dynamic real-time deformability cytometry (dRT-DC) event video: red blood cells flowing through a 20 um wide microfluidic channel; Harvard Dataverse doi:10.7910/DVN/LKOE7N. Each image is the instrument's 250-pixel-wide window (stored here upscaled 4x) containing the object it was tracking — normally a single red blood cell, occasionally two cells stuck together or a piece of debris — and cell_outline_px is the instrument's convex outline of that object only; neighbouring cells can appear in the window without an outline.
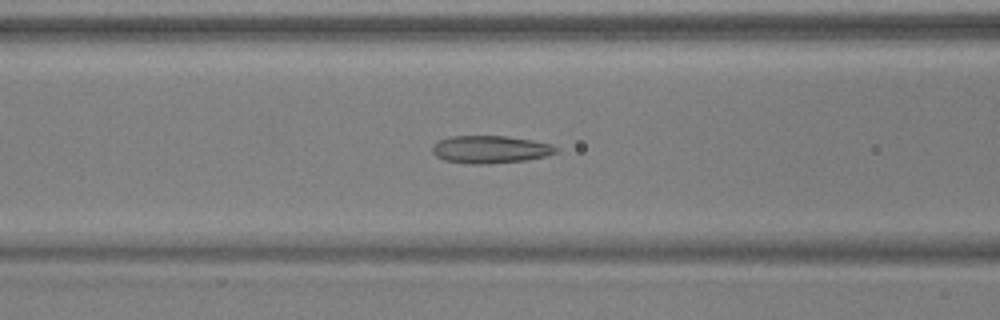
{"species": "common noctule bat (a hibernating species)", "species_latin": "Nyctalus noctula", "temperature_condition": "warm", "stored_images_in_passage": 51, "camera_frame_rate_fps": 3000, "um_per_image_px": 0.085, "animal": {"sex": "male", "body_mass_g": 17.9, "forearm_length_mm": 54.2}, "frame": {"image": 1, "passage_image": 21, "time_ms": 6.667, "image_size_px": [1000, 320], "cell_outline_px": [[560, 152], [528, 160], [488, 164], [472, 164], [444, 160], [436, 156], [432, 152], [432, 144], [448, 136], [504, 136], [532, 140], [552, 144], [560, 148]], "centroid_in_image_um": [41.7, 12.7], "position_along_channel_um": 124.9, "area_um2": 20.11}}
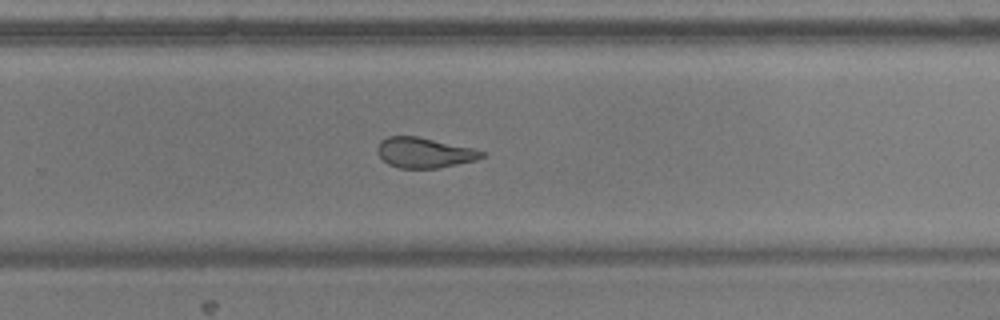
{"frame": {"image": 2, "passage_image": 34, "time_ms": 11.0, "image_size_px": [1000, 320], "cell_outline_px": [[484, 156], [476, 160], [436, 168], [400, 168], [388, 164], [376, 152], [376, 148], [380, 140], [388, 136], [416, 136], [472, 148], [484, 152]], "centroid_in_image_um": [36.01, 12.97], "position_along_channel_um": 293.8, "area_um2": 18.21}}
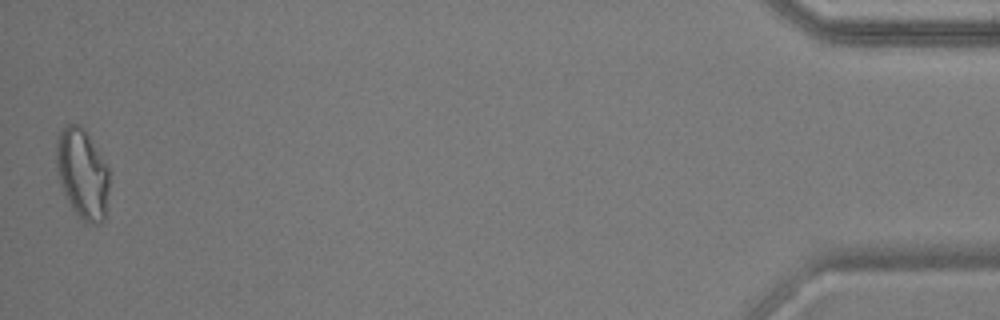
{"frame": {"image": 3, "passage_image": 51, "time_ms": 16.667, "image_size_px": [1000, 320], "cell_outline_px": [[108, 192], [104, 220], [100, 224], [84, 224], [68, 200], [60, 184], [56, 168], [56, 144], [60, 132], [68, 124], [80, 124], [84, 128], [108, 168]], "centroid_in_image_um": [6.99, 14.78], "position_along_channel_um": 428.2, "area_um2": 27.51}, "authors_computed_cell_mechanics": {"area_um2": 21.386, "velocity_mm_per_s": 3.9012, "shape_relaxation_time_tau1_ms": 5.0442, "shape_relaxation_time_tau2_ms": 1.366, "deformation_change_tau1": 0.1794, "deformation_change_tau2": 0.0998}}